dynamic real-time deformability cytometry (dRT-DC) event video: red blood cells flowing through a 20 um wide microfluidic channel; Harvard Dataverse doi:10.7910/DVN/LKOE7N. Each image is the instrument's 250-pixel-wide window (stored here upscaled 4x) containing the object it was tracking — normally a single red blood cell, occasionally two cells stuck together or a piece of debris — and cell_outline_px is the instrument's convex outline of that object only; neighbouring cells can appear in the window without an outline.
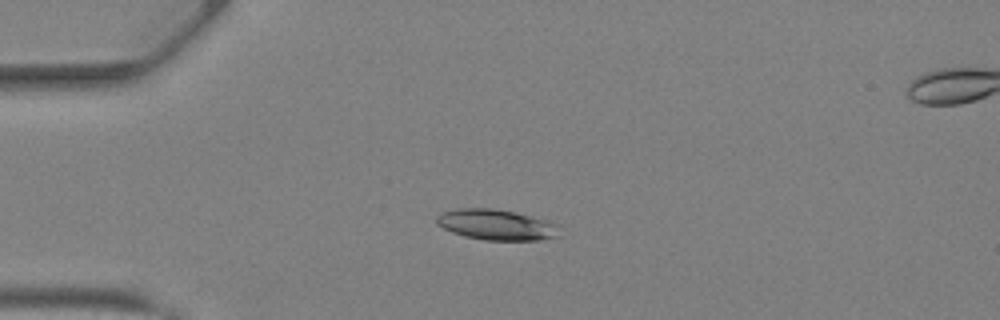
{"species": "Egyptian fruit bat (a non-hibernating species)", "species_latin": "Rousettus aegyptiacus", "temperature_condition": "warm", "stored_images_in_passage": 32, "camera_frame_rate_fps": 3000, "um_per_image_px": 0.085, "animal": {"sex": "female"}, "frame": {"image": 1, "passage_image": 1, "time_ms": 0.0, "image_size_px": [1000, 320], "cell_outline_px": [[560, 236], [540, 240], [484, 240], [464, 236], [452, 232], [436, 224], [436, 216], [444, 212], [456, 208], [492, 208], [516, 212], [548, 220], [560, 224]], "centroid_in_image_um": [42.25, 19.1], "position_along_channel_um": 42.8, "area_um2": 22.25}}
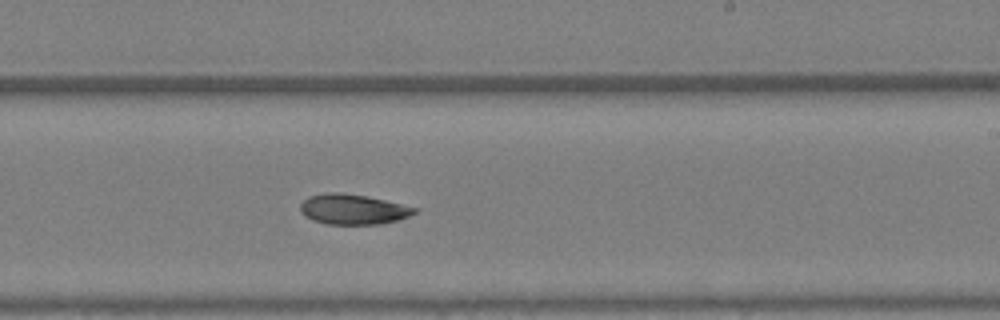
{"frame": {"image": 2, "passage_image": 16, "time_ms": 5.0, "image_size_px": [1000, 320], "cell_outline_px": [[416, 212], [408, 216], [396, 220], [380, 224], [328, 224], [312, 220], [304, 216], [300, 212], [300, 204], [308, 196], [328, 192], [336, 192], [368, 196], [416, 208]], "centroid_in_image_um": [29.94, 17.79], "position_along_channel_um": 259.1, "area_um2": 19.94}}
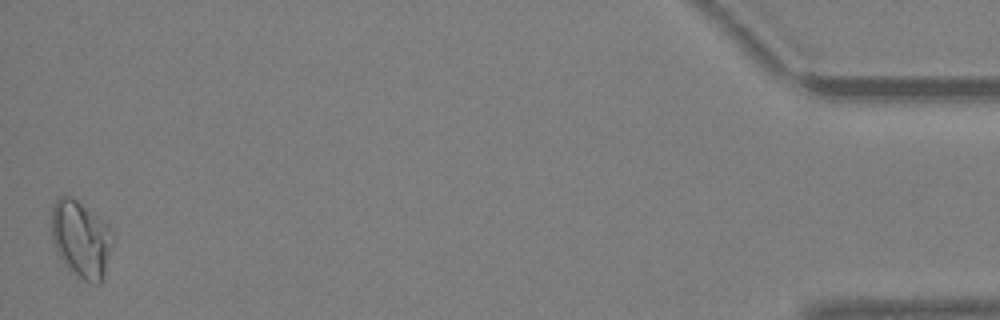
{"frame": {"image": 3, "passage_image": 32, "time_ms": 10.333, "image_size_px": [1000, 320], "cell_outline_px": [[112, 244], [104, 276], [100, 284], [96, 284], [84, 280], [72, 272], [64, 264], [56, 252], [52, 244], [52, 204], [60, 196], [72, 196], [108, 224], [112, 228]], "centroid_in_image_um": [6.88, 20.32], "position_along_channel_um": 428.3, "area_um2": 27.57}}